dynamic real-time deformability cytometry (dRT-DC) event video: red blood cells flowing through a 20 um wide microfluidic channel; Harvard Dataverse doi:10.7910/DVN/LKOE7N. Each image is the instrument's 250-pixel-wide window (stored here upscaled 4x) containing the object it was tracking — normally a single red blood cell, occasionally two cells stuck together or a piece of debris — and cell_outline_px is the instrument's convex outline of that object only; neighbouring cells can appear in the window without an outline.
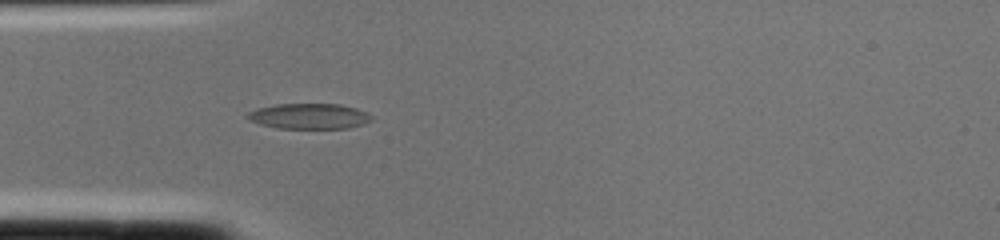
{"species": "common noctule bat (a hibernating species)", "species_latin": "Nyctalus noctula", "temperature_condition": "cold", "stored_images_in_passage": 2, "camera_frame_rate_fps": 3000, "um_per_image_px": 0.085, "animal": {"sex": "female", "body_mass_g": 22.0, "forearm_length_mm": 56.7}, "frame": {"image": 1, "passage_image": 2, "time_ms": 0.333, "image_size_px": [1000, 240], "cell_outline_px": [[372, 120], [364, 124], [348, 128], [276, 128], [260, 124], [244, 116], [248, 112], [256, 108], [276, 104], [340, 104], [356, 108], [368, 112], [372, 116]], "centroid_in_image_um": [26.29, 9.87], "position_along_channel_um": 58.7, "area_um2": 18.5}}